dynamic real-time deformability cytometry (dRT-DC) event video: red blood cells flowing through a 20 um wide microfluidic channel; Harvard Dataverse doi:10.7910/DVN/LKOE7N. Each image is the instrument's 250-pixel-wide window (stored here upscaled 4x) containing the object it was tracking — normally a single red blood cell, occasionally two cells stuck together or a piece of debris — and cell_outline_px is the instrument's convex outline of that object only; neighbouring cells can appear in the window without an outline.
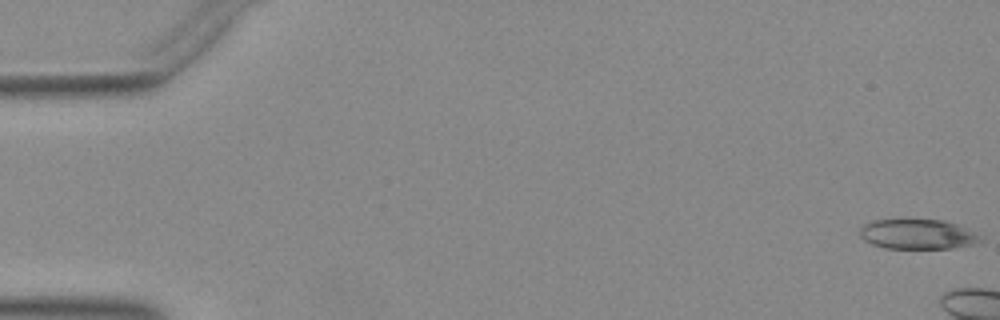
{"species": "Egyptian fruit bat (a non-hibernating species)", "species_latin": "Rousettus aegyptiacus", "temperature_condition": "warm", "stored_images_in_passage": 7, "camera_frame_rate_fps": 3000, "um_per_image_px": 0.085, "animal": {"sex": "female"}, "frame": {"image": 1, "passage_image": 1, "time_ms": 0.0, "image_size_px": [1000, 320], "cell_outline_px": [[984, 240], [972, 244], [952, 248], [884, 248], [872, 244], [864, 240], [860, 236], [860, 228], [864, 224], [872, 220], [944, 220], [956, 224], [984, 236]], "centroid_in_image_um": [78.01, 19.91], "position_along_channel_um": 7.0, "area_um2": 20.98}}